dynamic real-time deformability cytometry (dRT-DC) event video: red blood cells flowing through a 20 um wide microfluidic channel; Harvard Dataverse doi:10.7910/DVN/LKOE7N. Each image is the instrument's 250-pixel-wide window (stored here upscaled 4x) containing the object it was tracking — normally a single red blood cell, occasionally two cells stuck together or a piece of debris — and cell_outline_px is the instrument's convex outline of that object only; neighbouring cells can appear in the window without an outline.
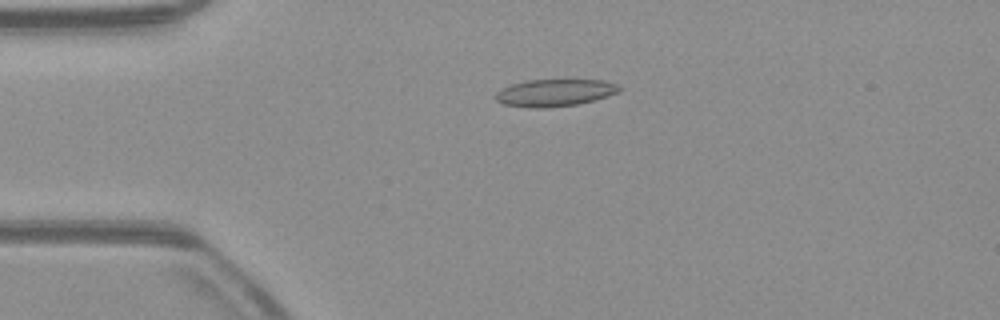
{"species": "common noctule bat (a hibernating species)", "species_latin": "Nyctalus noctula", "temperature_condition": "warm", "stored_images_in_passage": 52, "camera_frame_rate_fps": 3000, "um_per_image_px": 0.085, "animal": {"sex": "male", "body_mass_g": 23.1, "forearm_length_mm": 52.7}, "frame": {"image": 1, "passage_image": 12, "time_ms": 3.667, "image_size_px": [1000, 320], "cell_outline_px": [[624, 88], [620, 92], [608, 96], [576, 104], [548, 108], [532, 108], [504, 104], [496, 100], [492, 96], [500, 88], [524, 80], [604, 80], [616, 84]], "centroid_in_image_um": [47.13, 7.88], "position_along_channel_um": 37.9, "area_um2": 19.77}}
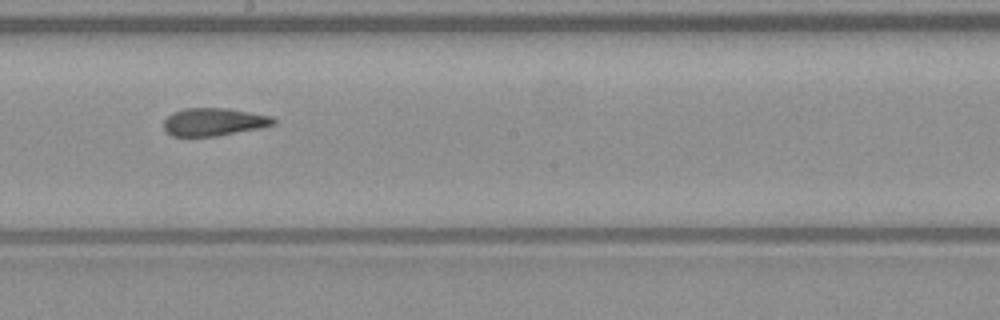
{"frame": {"image": 2, "passage_image": 29, "time_ms": 9.333, "image_size_px": [1000, 320], "cell_outline_px": [[276, 124], [260, 128], [216, 136], [172, 136], [164, 128], [164, 120], [172, 112], [184, 108], [228, 108], [272, 116], [276, 120]], "centroid_in_image_um": [18.19, 10.35], "position_along_channel_um": 230.0, "area_um2": 17.8}}
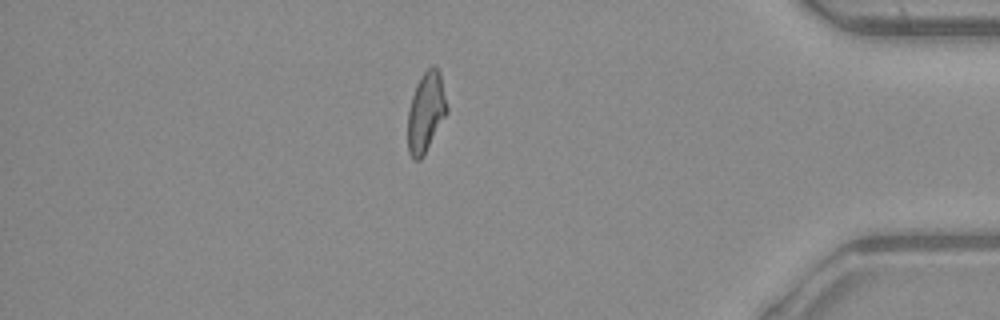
{"frame": {"image": 3, "passage_image": 45, "time_ms": 14.667, "image_size_px": [1000, 320], "cell_outline_px": [[448, 112], [424, 156], [420, 160], [412, 160], [408, 152], [408, 108], [416, 84], [420, 76], [432, 64], [440, 72], [448, 108]], "centroid_in_image_um": [36.2, 9.55], "position_along_channel_um": 399.0, "area_um2": 18.5}, "authors_computed_cell_mechanics": {"area_um2": 18.5827, "velocity_mm_per_s": 3.9357, "shape_relaxation_time_tau1_ms": null, "shape_relaxation_time_tau2_ms": 2.3816, "deformation_change_tau1": null, "deformation_change_tau2": 0.1161}}